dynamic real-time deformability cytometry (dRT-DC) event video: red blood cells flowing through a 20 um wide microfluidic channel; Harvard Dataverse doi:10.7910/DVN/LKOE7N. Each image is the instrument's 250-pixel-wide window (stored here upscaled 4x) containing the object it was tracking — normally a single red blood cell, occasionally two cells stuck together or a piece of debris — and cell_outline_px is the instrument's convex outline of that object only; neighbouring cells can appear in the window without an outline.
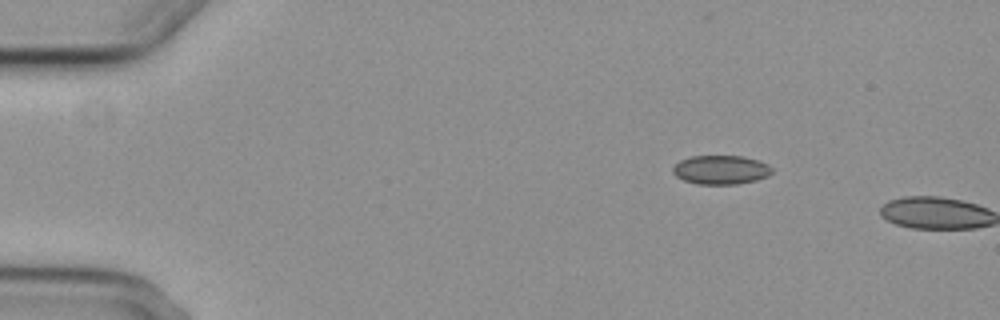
{"species": "common noctule bat (a hibernating species)", "species_latin": "Nyctalus noctula", "temperature_condition": "cold", "stored_images_in_passage": 2, "camera_frame_rate_fps": 3000, "um_per_image_px": 0.085, "animal": {"sex": "female", "body_mass_g": 29.2, "forearm_length_mm": 56.3}, "frame": {"image": 1, "passage_image": 1, "time_ms": 0.0, "image_size_px": [1000, 320], "cell_outline_px": [[772, 172], [768, 176], [756, 180], [736, 184], [696, 184], [684, 180], [676, 176], [672, 172], [672, 168], [680, 160], [692, 156], [740, 156], [756, 160], [768, 164], [772, 168]], "centroid_in_image_um": [61.26, 14.44], "position_along_channel_um": 23.7, "area_um2": 16.65}}